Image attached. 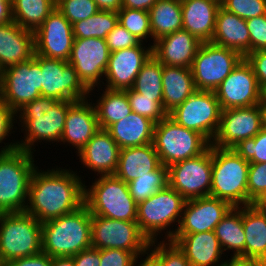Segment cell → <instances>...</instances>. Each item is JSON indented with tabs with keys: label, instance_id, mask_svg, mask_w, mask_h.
I'll list each match as a JSON object with an SVG mask.
<instances>
[{
	"label": "cell",
	"instance_id": "obj_1",
	"mask_svg": "<svg viewBox=\"0 0 266 266\" xmlns=\"http://www.w3.org/2000/svg\"><path fill=\"white\" fill-rule=\"evenodd\" d=\"M40 171L36 167L31 176L24 212L44 223L84 205L85 183L79 175L60 167Z\"/></svg>",
	"mask_w": 266,
	"mask_h": 266
},
{
	"label": "cell",
	"instance_id": "obj_2",
	"mask_svg": "<svg viewBox=\"0 0 266 266\" xmlns=\"http://www.w3.org/2000/svg\"><path fill=\"white\" fill-rule=\"evenodd\" d=\"M31 152L17 147V141L0 149V213L24 212L29 184L36 168Z\"/></svg>",
	"mask_w": 266,
	"mask_h": 266
},
{
	"label": "cell",
	"instance_id": "obj_3",
	"mask_svg": "<svg viewBox=\"0 0 266 266\" xmlns=\"http://www.w3.org/2000/svg\"><path fill=\"white\" fill-rule=\"evenodd\" d=\"M91 217L84 204L79 209L42 223V252L53 257H73L92 247Z\"/></svg>",
	"mask_w": 266,
	"mask_h": 266
},
{
	"label": "cell",
	"instance_id": "obj_4",
	"mask_svg": "<svg viewBox=\"0 0 266 266\" xmlns=\"http://www.w3.org/2000/svg\"><path fill=\"white\" fill-rule=\"evenodd\" d=\"M249 161L232 148L212 145V181L210 196L233 207L247 206Z\"/></svg>",
	"mask_w": 266,
	"mask_h": 266
},
{
	"label": "cell",
	"instance_id": "obj_5",
	"mask_svg": "<svg viewBox=\"0 0 266 266\" xmlns=\"http://www.w3.org/2000/svg\"><path fill=\"white\" fill-rule=\"evenodd\" d=\"M90 188L85 186L84 204L92 215L114 220L137 221V203L128 184L115 175L97 178Z\"/></svg>",
	"mask_w": 266,
	"mask_h": 266
},
{
	"label": "cell",
	"instance_id": "obj_6",
	"mask_svg": "<svg viewBox=\"0 0 266 266\" xmlns=\"http://www.w3.org/2000/svg\"><path fill=\"white\" fill-rule=\"evenodd\" d=\"M42 223L26 212L0 213V261L42 252Z\"/></svg>",
	"mask_w": 266,
	"mask_h": 266
},
{
	"label": "cell",
	"instance_id": "obj_7",
	"mask_svg": "<svg viewBox=\"0 0 266 266\" xmlns=\"http://www.w3.org/2000/svg\"><path fill=\"white\" fill-rule=\"evenodd\" d=\"M153 144L162 165H170L197 157L211 143L199 132L187 129L169 115L154 126Z\"/></svg>",
	"mask_w": 266,
	"mask_h": 266
},
{
	"label": "cell",
	"instance_id": "obj_8",
	"mask_svg": "<svg viewBox=\"0 0 266 266\" xmlns=\"http://www.w3.org/2000/svg\"><path fill=\"white\" fill-rule=\"evenodd\" d=\"M185 202L176 190L167 185L138 203L136 222L142 234L151 242L158 240V233L160 235L172 223L178 222L179 227Z\"/></svg>",
	"mask_w": 266,
	"mask_h": 266
},
{
	"label": "cell",
	"instance_id": "obj_9",
	"mask_svg": "<svg viewBox=\"0 0 266 266\" xmlns=\"http://www.w3.org/2000/svg\"><path fill=\"white\" fill-rule=\"evenodd\" d=\"M243 58L235 50L203 42L191 66L196 89L215 91Z\"/></svg>",
	"mask_w": 266,
	"mask_h": 266
},
{
	"label": "cell",
	"instance_id": "obj_10",
	"mask_svg": "<svg viewBox=\"0 0 266 266\" xmlns=\"http://www.w3.org/2000/svg\"><path fill=\"white\" fill-rule=\"evenodd\" d=\"M91 243L96 249H123L140 258L148 253L150 241L142 234L137 222L92 215Z\"/></svg>",
	"mask_w": 266,
	"mask_h": 266
},
{
	"label": "cell",
	"instance_id": "obj_11",
	"mask_svg": "<svg viewBox=\"0 0 266 266\" xmlns=\"http://www.w3.org/2000/svg\"><path fill=\"white\" fill-rule=\"evenodd\" d=\"M221 111L214 91L196 90L168 115L181 126L199 132L211 143L219 128Z\"/></svg>",
	"mask_w": 266,
	"mask_h": 266
},
{
	"label": "cell",
	"instance_id": "obj_12",
	"mask_svg": "<svg viewBox=\"0 0 266 266\" xmlns=\"http://www.w3.org/2000/svg\"><path fill=\"white\" fill-rule=\"evenodd\" d=\"M40 55L2 71L1 99L17 114L24 105L42 96Z\"/></svg>",
	"mask_w": 266,
	"mask_h": 266
},
{
	"label": "cell",
	"instance_id": "obj_13",
	"mask_svg": "<svg viewBox=\"0 0 266 266\" xmlns=\"http://www.w3.org/2000/svg\"><path fill=\"white\" fill-rule=\"evenodd\" d=\"M212 145L201 155L168 167V185L185 200L210 196Z\"/></svg>",
	"mask_w": 266,
	"mask_h": 266
},
{
	"label": "cell",
	"instance_id": "obj_14",
	"mask_svg": "<svg viewBox=\"0 0 266 266\" xmlns=\"http://www.w3.org/2000/svg\"><path fill=\"white\" fill-rule=\"evenodd\" d=\"M42 96L58 101L87 99L90 90L67 61L40 56Z\"/></svg>",
	"mask_w": 266,
	"mask_h": 266
},
{
	"label": "cell",
	"instance_id": "obj_15",
	"mask_svg": "<svg viewBox=\"0 0 266 266\" xmlns=\"http://www.w3.org/2000/svg\"><path fill=\"white\" fill-rule=\"evenodd\" d=\"M214 92L221 110L255 106L261 101V88L245 57Z\"/></svg>",
	"mask_w": 266,
	"mask_h": 266
},
{
	"label": "cell",
	"instance_id": "obj_16",
	"mask_svg": "<svg viewBox=\"0 0 266 266\" xmlns=\"http://www.w3.org/2000/svg\"><path fill=\"white\" fill-rule=\"evenodd\" d=\"M232 207L229 202L211 196L186 200L179 227L165 232V239L172 240L175 234L214 231Z\"/></svg>",
	"mask_w": 266,
	"mask_h": 266
},
{
	"label": "cell",
	"instance_id": "obj_17",
	"mask_svg": "<svg viewBox=\"0 0 266 266\" xmlns=\"http://www.w3.org/2000/svg\"><path fill=\"white\" fill-rule=\"evenodd\" d=\"M110 51L105 39L75 38L69 63L75 68L79 79L91 91L100 84L105 75Z\"/></svg>",
	"mask_w": 266,
	"mask_h": 266
},
{
	"label": "cell",
	"instance_id": "obj_18",
	"mask_svg": "<svg viewBox=\"0 0 266 266\" xmlns=\"http://www.w3.org/2000/svg\"><path fill=\"white\" fill-rule=\"evenodd\" d=\"M74 39L72 24L56 7L34 32L35 54L68 62Z\"/></svg>",
	"mask_w": 266,
	"mask_h": 266
},
{
	"label": "cell",
	"instance_id": "obj_19",
	"mask_svg": "<svg viewBox=\"0 0 266 266\" xmlns=\"http://www.w3.org/2000/svg\"><path fill=\"white\" fill-rule=\"evenodd\" d=\"M261 130V112L258 105L224 109L221 111L219 128L211 145L233 148L241 140L255 137Z\"/></svg>",
	"mask_w": 266,
	"mask_h": 266
},
{
	"label": "cell",
	"instance_id": "obj_20",
	"mask_svg": "<svg viewBox=\"0 0 266 266\" xmlns=\"http://www.w3.org/2000/svg\"><path fill=\"white\" fill-rule=\"evenodd\" d=\"M73 101H58L46 114L35 116H19V121L24 127V140L17 142V147L27 152L33 153L34 143L43 141L60 142L65 127V119L70 104Z\"/></svg>",
	"mask_w": 266,
	"mask_h": 266
},
{
	"label": "cell",
	"instance_id": "obj_21",
	"mask_svg": "<svg viewBox=\"0 0 266 266\" xmlns=\"http://www.w3.org/2000/svg\"><path fill=\"white\" fill-rule=\"evenodd\" d=\"M143 44L141 42L137 46L110 53L105 71L107 89L126 90L133 87L142 66L153 55V46L145 48Z\"/></svg>",
	"mask_w": 266,
	"mask_h": 266
},
{
	"label": "cell",
	"instance_id": "obj_22",
	"mask_svg": "<svg viewBox=\"0 0 266 266\" xmlns=\"http://www.w3.org/2000/svg\"><path fill=\"white\" fill-rule=\"evenodd\" d=\"M202 42L187 30H177L153 43V56L162 64L191 68Z\"/></svg>",
	"mask_w": 266,
	"mask_h": 266
},
{
	"label": "cell",
	"instance_id": "obj_23",
	"mask_svg": "<svg viewBox=\"0 0 266 266\" xmlns=\"http://www.w3.org/2000/svg\"><path fill=\"white\" fill-rule=\"evenodd\" d=\"M92 105L88 99L73 101L66 115L65 127L60 141L71 144L77 149V153L100 130L96 110Z\"/></svg>",
	"mask_w": 266,
	"mask_h": 266
},
{
	"label": "cell",
	"instance_id": "obj_24",
	"mask_svg": "<svg viewBox=\"0 0 266 266\" xmlns=\"http://www.w3.org/2000/svg\"><path fill=\"white\" fill-rule=\"evenodd\" d=\"M120 148L107 130H98L78 153L82 164L100 176L114 175Z\"/></svg>",
	"mask_w": 266,
	"mask_h": 266
},
{
	"label": "cell",
	"instance_id": "obj_25",
	"mask_svg": "<svg viewBox=\"0 0 266 266\" xmlns=\"http://www.w3.org/2000/svg\"><path fill=\"white\" fill-rule=\"evenodd\" d=\"M34 32L12 21L0 25V68L2 70L34 57Z\"/></svg>",
	"mask_w": 266,
	"mask_h": 266
},
{
	"label": "cell",
	"instance_id": "obj_26",
	"mask_svg": "<svg viewBox=\"0 0 266 266\" xmlns=\"http://www.w3.org/2000/svg\"><path fill=\"white\" fill-rule=\"evenodd\" d=\"M171 241L184 252L191 266H223L220 258L224 252L214 231L175 234Z\"/></svg>",
	"mask_w": 266,
	"mask_h": 266
},
{
	"label": "cell",
	"instance_id": "obj_27",
	"mask_svg": "<svg viewBox=\"0 0 266 266\" xmlns=\"http://www.w3.org/2000/svg\"><path fill=\"white\" fill-rule=\"evenodd\" d=\"M221 0H181L183 29L203 42H211Z\"/></svg>",
	"mask_w": 266,
	"mask_h": 266
},
{
	"label": "cell",
	"instance_id": "obj_28",
	"mask_svg": "<svg viewBox=\"0 0 266 266\" xmlns=\"http://www.w3.org/2000/svg\"><path fill=\"white\" fill-rule=\"evenodd\" d=\"M211 42L246 57L250 53V35L246 20L220 6Z\"/></svg>",
	"mask_w": 266,
	"mask_h": 266
},
{
	"label": "cell",
	"instance_id": "obj_29",
	"mask_svg": "<svg viewBox=\"0 0 266 266\" xmlns=\"http://www.w3.org/2000/svg\"><path fill=\"white\" fill-rule=\"evenodd\" d=\"M161 165L154 144L120 149L115 176L129 183L132 180L155 171Z\"/></svg>",
	"mask_w": 266,
	"mask_h": 266
},
{
	"label": "cell",
	"instance_id": "obj_30",
	"mask_svg": "<svg viewBox=\"0 0 266 266\" xmlns=\"http://www.w3.org/2000/svg\"><path fill=\"white\" fill-rule=\"evenodd\" d=\"M155 123L147 117L131 112L112 124L107 131L120 149L153 143Z\"/></svg>",
	"mask_w": 266,
	"mask_h": 266
},
{
	"label": "cell",
	"instance_id": "obj_31",
	"mask_svg": "<svg viewBox=\"0 0 266 266\" xmlns=\"http://www.w3.org/2000/svg\"><path fill=\"white\" fill-rule=\"evenodd\" d=\"M163 108L169 114L197 89L191 68L163 65Z\"/></svg>",
	"mask_w": 266,
	"mask_h": 266
},
{
	"label": "cell",
	"instance_id": "obj_32",
	"mask_svg": "<svg viewBox=\"0 0 266 266\" xmlns=\"http://www.w3.org/2000/svg\"><path fill=\"white\" fill-rule=\"evenodd\" d=\"M242 224L245 233V258L266 261V219L252 205L242 207Z\"/></svg>",
	"mask_w": 266,
	"mask_h": 266
},
{
	"label": "cell",
	"instance_id": "obj_33",
	"mask_svg": "<svg viewBox=\"0 0 266 266\" xmlns=\"http://www.w3.org/2000/svg\"><path fill=\"white\" fill-rule=\"evenodd\" d=\"M148 13L154 43L163 36L183 29L180 0H158Z\"/></svg>",
	"mask_w": 266,
	"mask_h": 266
},
{
	"label": "cell",
	"instance_id": "obj_34",
	"mask_svg": "<svg viewBox=\"0 0 266 266\" xmlns=\"http://www.w3.org/2000/svg\"><path fill=\"white\" fill-rule=\"evenodd\" d=\"M223 252L233 250L234 257H244L245 233L242 206L232 207L214 229Z\"/></svg>",
	"mask_w": 266,
	"mask_h": 266
},
{
	"label": "cell",
	"instance_id": "obj_35",
	"mask_svg": "<svg viewBox=\"0 0 266 266\" xmlns=\"http://www.w3.org/2000/svg\"><path fill=\"white\" fill-rule=\"evenodd\" d=\"M101 96L96 104L93 103L100 129L107 130L132 112L125 90L105 88Z\"/></svg>",
	"mask_w": 266,
	"mask_h": 266
},
{
	"label": "cell",
	"instance_id": "obj_36",
	"mask_svg": "<svg viewBox=\"0 0 266 266\" xmlns=\"http://www.w3.org/2000/svg\"><path fill=\"white\" fill-rule=\"evenodd\" d=\"M13 21L35 32L56 8V0H12Z\"/></svg>",
	"mask_w": 266,
	"mask_h": 266
},
{
	"label": "cell",
	"instance_id": "obj_37",
	"mask_svg": "<svg viewBox=\"0 0 266 266\" xmlns=\"http://www.w3.org/2000/svg\"><path fill=\"white\" fill-rule=\"evenodd\" d=\"M163 65L152 55L142 66L132 89L153 101H163Z\"/></svg>",
	"mask_w": 266,
	"mask_h": 266
},
{
	"label": "cell",
	"instance_id": "obj_38",
	"mask_svg": "<svg viewBox=\"0 0 266 266\" xmlns=\"http://www.w3.org/2000/svg\"><path fill=\"white\" fill-rule=\"evenodd\" d=\"M118 13L98 10L93 16L72 24L75 38L105 39L118 24Z\"/></svg>",
	"mask_w": 266,
	"mask_h": 266
},
{
	"label": "cell",
	"instance_id": "obj_39",
	"mask_svg": "<svg viewBox=\"0 0 266 266\" xmlns=\"http://www.w3.org/2000/svg\"><path fill=\"white\" fill-rule=\"evenodd\" d=\"M127 184L132 198L138 204L168 185V167L161 164L155 171L140 175Z\"/></svg>",
	"mask_w": 266,
	"mask_h": 266
},
{
	"label": "cell",
	"instance_id": "obj_40",
	"mask_svg": "<svg viewBox=\"0 0 266 266\" xmlns=\"http://www.w3.org/2000/svg\"><path fill=\"white\" fill-rule=\"evenodd\" d=\"M156 242L158 241L150 242L147 255L157 266H191L184 252L175 242L168 240L167 243L164 239L158 242V245ZM153 245L156 246L154 249Z\"/></svg>",
	"mask_w": 266,
	"mask_h": 266
},
{
	"label": "cell",
	"instance_id": "obj_41",
	"mask_svg": "<svg viewBox=\"0 0 266 266\" xmlns=\"http://www.w3.org/2000/svg\"><path fill=\"white\" fill-rule=\"evenodd\" d=\"M117 13L119 24L140 42L147 40L148 36L152 38L148 11L121 8Z\"/></svg>",
	"mask_w": 266,
	"mask_h": 266
},
{
	"label": "cell",
	"instance_id": "obj_42",
	"mask_svg": "<svg viewBox=\"0 0 266 266\" xmlns=\"http://www.w3.org/2000/svg\"><path fill=\"white\" fill-rule=\"evenodd\" d=\"M131 106V110L147 117L155 124L163 120L168 113L163 108V101H153V98L143 97L132 88L125 90Z\"/></svg>",
	"mask_w": 266,
	"mask_h": 266
},
{
	"label": "cell",
	"instance_id": "obj_43",
	"mask_svg": "<svg viewBox=\"0 0 266 266\" xmlns=\"http://www.w3.org/2000/svg\"><path fill=\"white\" fill-rule=\"evenodd\" d=\"M232 149L249 163H266V130L262 129L253 138L241 140Z\"/></svg>",
	"mask_w": 266,
	"mask_h": 266
},
{
	"label": "cell",
	"instance_id": "obj_44",
	"mask_svg": "<svg viewBox=\"0 0 266 266\" xmlns=\"http://www.w3.org/2000/svg\"><path fill=\"white\" fill-rule=\"evenodd\" d=\"M56 7L71 24L86 20L98 11L94 0H56Z\"/></svg>",
	"mask_w": 266,
	"mask_h": 266
},
{
	"label": "cell",
	"instance_id": "obj_45",
	"mask_svg": "<svg viewBox=\"0 0 266 266\" xmlns=\"http://www.w3.org/2000/svg\"><path fill=\"white\" fill-rule=\"evenodd\" d=\"M266 196V163H249L247 206Z\"/></svg>",
	"mask_w": 266,
	"mask_h": 266
},
{
	"label": "cell",
	"instance_id": "obj_46",
	"mask_svg": "<svg viewBox=\"0 0 266 266\" xmlns=\"http://www.w3.org/2000/svg\"><path fill=\"white\" fill-rule=\"evenodd\" d=\"M221 6L245 20L266 14V0H221Z\"/></svg>",
	"mask_w": 266,
	"mask_h": 266
},
{
	"label": "cell",
	"instance_id": "obj_47",
	"mask_svg": "<svg viewBox=\"0 0 266 266\" xmlns=\"http://www.w3.org/2000/svg\"><path fill=\"white\" fill-rule=\"evenodd\" d=\"M250 35V53L266 50V14L246 20Z\"/></svg>",
	"mask_w": 266,
	"mask_h": 266
},
{
	"label": "cell",
	"instance_id": "obj_48",
	"mask_svg": "<svg viewBox=\"0 0 266 266\" xmlns=\"http://www.w3.org/2000/svg\"><path fill=\"white\" fill-rule=\"evenodd\" d=\"M110 53L139 45L141 42L119 23L105 38Z\"/></svg>",
	"mask_w": 266,
	"mask_h": 266
},
{
	"label": "cell",
	"instance_id": "obj_49",
	"mask_svg": "<svg viewBox=\"0 0 266 266\" xmlns=\"http://www.w3.org/2000/svg\"><path fill=\"white\" fill-rule=\"evenodd\" d=\"M138 258L123 249H100V266H133Z\"/></svg>",
	"mask_w": 266,
	"mask_h": 266
},
{
	"label": "cell",
	"instance_id": "obj_50",
	"mask_svg": "<svg viewBox=\"0 0 266 266\" xmlns=\"http://www.w3.org/2000/svg\"><path fill=\"white\" fill-rule=\"evenodd\" d=\"M57 102L58 100L54 98L40 96L24 105L17 111V113L19 116H35L39 114H46Z\"/></svg>",
	"mask_w": 266,
	"mask_h": 266
},
{
	"label": "cell",
	"instance_id": "obj_51",
	"mask_svg": "<svg viewBox=\"0 0 266 266\" xmlns=\"http://www.w3.org/2000/svg\"><path fill=\"white\" fill-rule=\"evenodd\" d=\"M245 58L254 70L259 87H264L266 85V50L251 52Z\"/></svg>",
	"mask_w": 266,
	"mask_h": 266
},
{
	"label": "cell",
	"instance_id": "obj_52",
	"mask_svg": "<svg viewBox=\"0 0 266 266\" xmlns=\"http://www.w3.org/2000/svg\"><path fill=\"white\" fill-rule=\"evenodd\" d=\"M2 100L0 99V143H3V140H6L11 134L13 129L14 117L18 115Z\"/></svg>",
	"mask_w": 266,
	"mask_h": 266
},
{
	"label": "cell",
	"instance_id": "obj_53",
	"mask_svg": "<svg viewBox=\"0 0 266 266\" xmlns=\"http://www.w3.org/2000/svg\"><path fill=\"white\" fill-rule=\"evenodd\" d=\"M3 266H51V257L44 252L8 261Z\"/></svg>",
	"mask_w": 266,
	"mask_h": 266
},
{
	"label": "cell",
	"instance_id": "obj_54",
	"mask_svg": "<svg viewBox=\"0 0 266 266\" xmlns=\"http://www.w3.org/2000/svg\"><path fill=\"white\" fill-rule=\"evenodd\" d=\"M72 258L75 266H100V249L90 247Z\"/></svg>",
	"mask_w": 266,
	"mask_h": 266
},
{
	"label": "cell",
	"instance_id": "obj_55",
	"mask_svg": "<svg viewBox=\"0 0 266 266\" xmlns=\"http://www.w3.org/2000/svg\"><path fill=\"white\" fill-rule=\"evenodd\" d=\"M223 266H266V261L257 258L231 256V259L225 261Z\"/></svg>",
	"mask_w": 266,
	"mask_h": 266
},
{
	"label": "cell",
	"instance_id": "obj_56",
	"mask_svg": "<svg viewBox=\"0 0 266 266\" xmlns=\"http://www.w3.org/2000/svg\"><path fill=\"white\" fill-rule=\"evenodd\" d=\"M158 0H122V8L149 11Z\"/></svg>",
	"mask_w": 266,
	"mask_h": 266
},
{
	"label": "cell",
	"instance_id": "obj_57",
	"mask_svg": "<svg viewBox=\"0 0 266 266\" xmlns=\"http://www.w3.org/2000/svg\"><path fill=\"white\" fill-rule=\"evenodd\" d=\"M98 10L118 12L122 8V0H94Z\"/></svg>",
	"mask_w": 266,
	"mask_h": 266
},
{
	"label": "cell",
	"instance_id": "obj_58",
	"mask_svg": "<svg viewBox=\"0 0 266 266\" xmlns=\"http://www.w3.org/2000/svg\"><path fill=\"white\" fill-rule=\"evenodd\" d=\"M12 1H0V25L13 21Z\"/></svg>",
	"mask_w": 266,
	"mask_h": 266
},
{
	"label": "cell",
	"instance_id": "obj_59",
	"mask_svg": "<svg viewBox=\"0 0 266 266\" xmlns=\"http://www.w3.org/2000/svg\"><path fill=\"white\" fill-rule=\"evenodd\" d=\"M51 266H75L72 257H53Z\"/></svg>",
	"mask_w": 266,
	"mask_h": 266
},
{
	"label": "cell",
	"instance_id": "obj_60",
	"mask_svg": "<svg viewBox=\"0 0 266 266\" xmlns=\"http://www.w3.org/2000/svg\"><path fill=\"white\" fill-rule=\"evenodd\" d=\"M253 205L266 219V196L258 198Z\"/></svg>",
	"mask_w": 266,
	"mask_h": 266
},
{
	"label": "cell",
	"instance_id": "obj_61",
	"mask_svg": "<svg viewBox=\"0 0 266 266\" xmlns=\"http://www.w3.org/2000/svg\"><path fill=\"white\" fill-rule=\"evenodd\" d=\"M258 106L261 112L262 129L266 130V104L261 100Z\"/></svg>",
	"mask_w": 266,
	"mask_h": 266
},
{
	"label": "cell",
	"instance_id": "obj_62",
	"mask_svg": "<svg viewBox=\"0 0 266 266\" xmlns=\"http://www.w3.org/2000/svg\"><path fill=\"white\" fill-rule=\"evenodd\" d=\"M145 257L146 258H144L141 262H137L138 260H136L133 266H135L136 263H139L136 266H157L156 263L148 255Z\"/></svg>",
	"mask_w": 266,
	"mask_h": 266
},
{
	"label": "cell",
	"instance_id": "obj_63",
	"mask_svg": "<svg viewBox=\"0 0 266 266\" xmlns=\"http://www.w3.org/2000/svg\"><path fill=\"white\" fill-rule=\"evenodd\" d=\"M261 100L266 104V85L261 88Z\"/></svg>",
	"mask_w": 266,
	"mask_h": 266
},
{
	"label": "cell",
	"instance_id": "obj_64",
	"mask_svg": "<svg viewBox=\"0 0 266 266\" xmlns=\"http://www.w3.org/2000/svg\"><path fill=\"white\" fill-rule=\"evenodd\" d=\"M2 69L0 68V99H1V93H2Z\"/></svg>",
	"mask_w": 266,
	"mask_h": 266
}]
</instances>
